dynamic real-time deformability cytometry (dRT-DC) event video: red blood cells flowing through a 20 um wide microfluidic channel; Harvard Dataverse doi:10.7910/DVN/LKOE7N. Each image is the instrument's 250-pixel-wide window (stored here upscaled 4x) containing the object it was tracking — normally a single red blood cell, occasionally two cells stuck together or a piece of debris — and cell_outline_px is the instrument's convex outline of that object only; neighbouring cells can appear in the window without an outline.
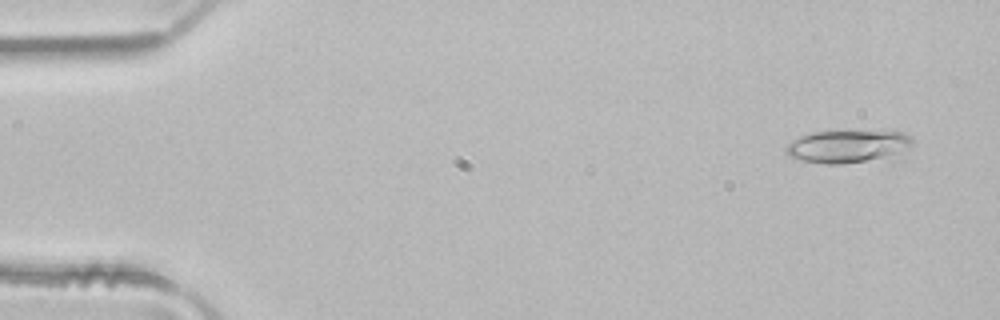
{"species": "common noctule bat (a hibernating species)", "species_latin": "Nyctalus noctula", "temperature_condition": "room temperature", "stored_images_in_passage": 4, "camera_frame_rate_fps": 3000, "um_per_image_px": 0.085, "animal": {"sex": "male", "body_mass_g": 21.5, "forearm_length_mm": 52.0}, "frame": {"image": 1, "passage_image": 1, "time_ms": 0.0, "image_size_px": [1000, 320], "cell_outline_px": [[912, 144], [896, 160], [840, 164], [828, 164], [804, 160], [788, 156], [784, 148], [792, 140], [800, 136], [812, 132], [904, 132], [912, 140]], "centroid_in_image_um": [72.15, 12.49], "position_along_channel_um": 12.8, "area_um2": 24.57}}
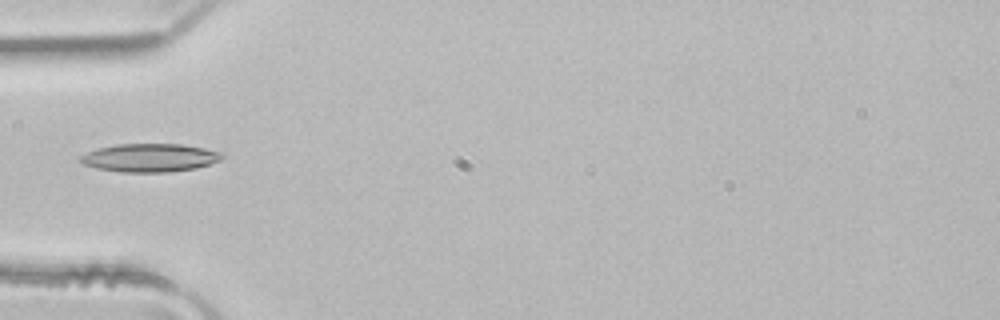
{"frame": {"image": 2, "passage_image": 4, "time_ms": 1.0, "image_size_px": [1000, 320], "cell_outline_px": [[224, 156], [220, 160], [196, 168], [168, 172], [124, 172], [96, 168], [84, 164], [80, 160], [80, 156], [96, 148], [116, 144], [180, 144], [204, 148], [224, 152]], "centroid_in_image_um": [12.75, 13.4], "position_along_channel_um": 72.2, "area_um2": 23.29}}